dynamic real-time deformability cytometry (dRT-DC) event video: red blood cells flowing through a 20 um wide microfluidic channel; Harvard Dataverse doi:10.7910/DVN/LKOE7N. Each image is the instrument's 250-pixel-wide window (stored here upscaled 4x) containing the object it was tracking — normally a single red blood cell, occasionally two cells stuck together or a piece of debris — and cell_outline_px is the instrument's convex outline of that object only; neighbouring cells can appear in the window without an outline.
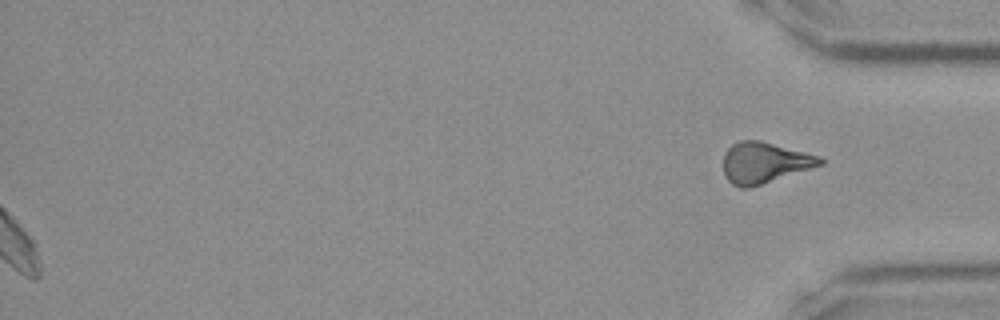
{"species": "Egyptian fruit bat (a non-hibernating species)", "species_latin": "Rousettus aegyptiacus", "temperature_condition": "room temperature", "stored_images_in_passage": 27, "segment_of_instrument_passage": [2, 2], "camera_frame_rate_fps": 3000, "um_per_image_px": 0.085, "frame": {"image": 1, "passage_image": 27, "time_ms": 8.667, "image_size_px": [1000, 320], "cell_outline_px": [[824, 164], [748, 188], [740, 188], [732, 184], [724, 176], [724, 152], [732, 144], [740, 140], [760, 140], [820, 156], [824, 160]], "centroid_in_image_um": [64.95, 13.82], "position_along_channel_um": 370.2, "area_um2": 22.95}}